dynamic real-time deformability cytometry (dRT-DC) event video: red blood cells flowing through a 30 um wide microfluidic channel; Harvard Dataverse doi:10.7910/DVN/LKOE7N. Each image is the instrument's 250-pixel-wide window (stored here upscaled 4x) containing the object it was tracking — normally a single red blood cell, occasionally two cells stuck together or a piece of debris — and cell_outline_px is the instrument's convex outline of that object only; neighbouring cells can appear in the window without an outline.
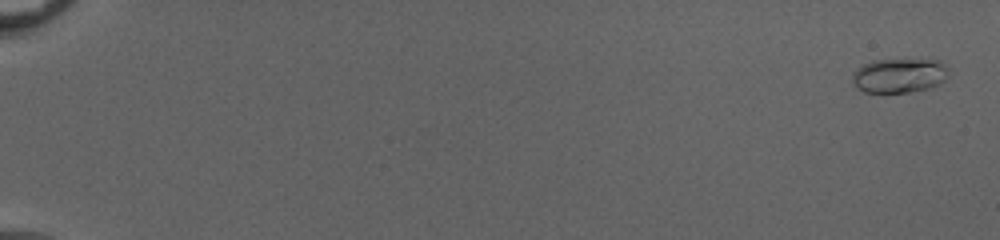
{"species": "common noctule bat (a hibernating species)", "species_latin": "Nyctalus noctula", "temperature_condition": "cold", "stored_images_in_passage": 54, "camera_frame_rate_fps": 3000, "um_per_image_px": 0.085, "animal": {"sex": "female", "body_mass_g": 20.0, "forearm_length_mm": 54.0}, "frame": {"image": 1, "passage_image": 2, "time_ms": 0.333, "image_size_px": [1000, 240], "cell_outline_px": [[948, 76], [940, 84], [932, 88], [908, 92], [864, 92], [856, 88], [852, 84], [852, 72], [856, 68], [872, 60], [940, 60], [948, 68]], "centroid_in_image_um": [76.42, 6.43], "position_along_channel_um": 8.6, "area_um2": 19.54}}
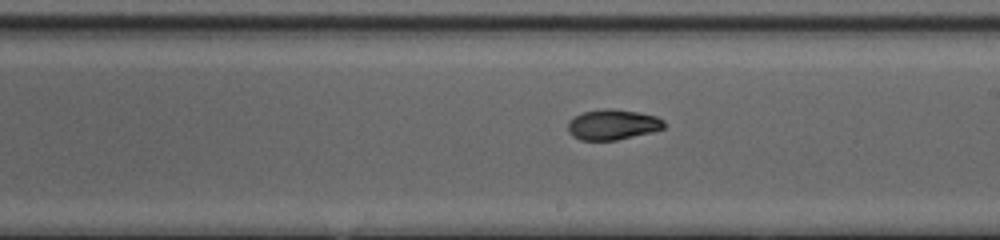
{"frame": {"image": 2, "passage_image": 34, "time_ms": 11.0, "image_size_px": [1000, 240], "cell_outline_px": [[664, 128], [652, 132], [616, 140], [580, 140], [572, 136], [568, 132], [568, 120], [584, 112], [604, 108], [612, 108], [636, 112], [656, 116], [664, 120]], "centroid_in_image_um": [52.06, 10.59], "position_along_channel_um": 236.9, "area_um2": 16.99}}
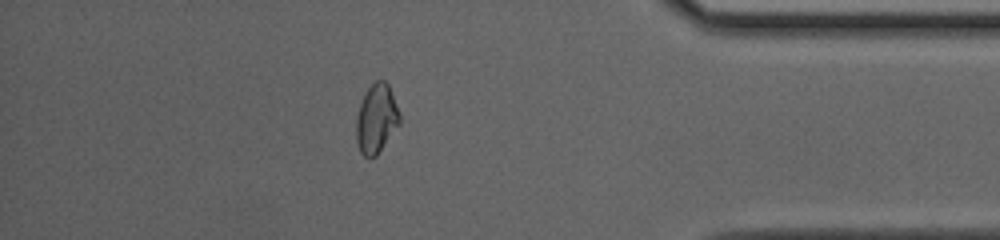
{"frame": {"image": 3, "passage_image": 48, "time_ms": 15.667, "image_size_px": [1000, 240], "cell_outline_px": [[400, 124], [376, 156], [368, 160], [360, 152], [356, 140], [356, 116], [360, 104], [368, 88], [376, 80], [384, 80], [388, 84], [400, 112]], "centroid_in_image_um": [31.99, 10.12], "position_along_channel_um": 403.2, "area_um2": 17.57}, "authors_computed_cell_mechanics": {"area_um2": 17.1955, "velocity_mm_per_s": 4.0967, "shape_relaxation_time_tau1_ms": null, "shape_relaxation_time_tau2_ms": 1.465, "deformation_change_tau1": null, "deformation_change_tau2": 0.0582}}